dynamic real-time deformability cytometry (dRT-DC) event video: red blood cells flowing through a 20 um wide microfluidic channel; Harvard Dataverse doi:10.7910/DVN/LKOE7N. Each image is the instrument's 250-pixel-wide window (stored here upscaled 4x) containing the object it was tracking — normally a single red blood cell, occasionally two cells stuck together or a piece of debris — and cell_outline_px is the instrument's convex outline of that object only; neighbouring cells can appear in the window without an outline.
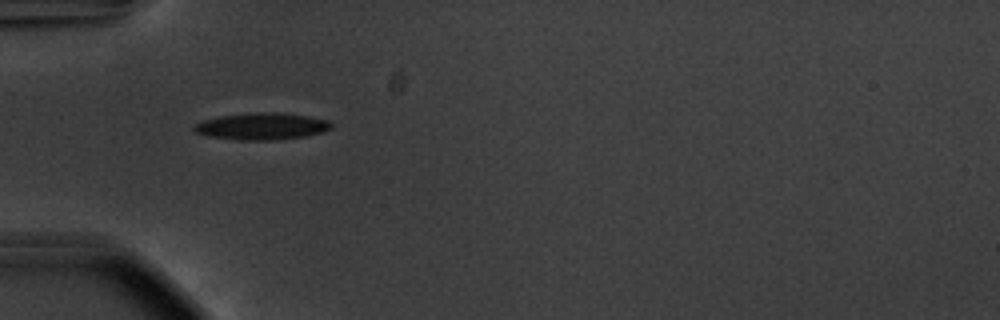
{"species": "common noctule bat (a hibernating species)", "species_latin": "Nyctalus noctula", "temperature_condition": "warm", "stored_images_in_passage": 38, "camera_frame_rate_fps": 3000, "um_per_image_px": 0.085, "animal": {"sex": "male", "body_mass_g": 20.1, "forearm_length_mm": 53.5}, "frame": {"image": 1, "passage_image": 1, "time_ms": 0.0, "image_size_px": [1000, 320], "cell_outline_px": [[332, 128], [324, 132], [308, 136], [272, 140], [240, 140], [208, 136], [196, 132], [192, 128], [196, 124], [204, 120], [220, 116], [252, 112], [276, 112], [308, 116], [328, 120], [332, 124]], "centroid_in_image_um": [22.29, 10.73], "position_along_channel_um": 62.7, "area_um2": 21.5}}
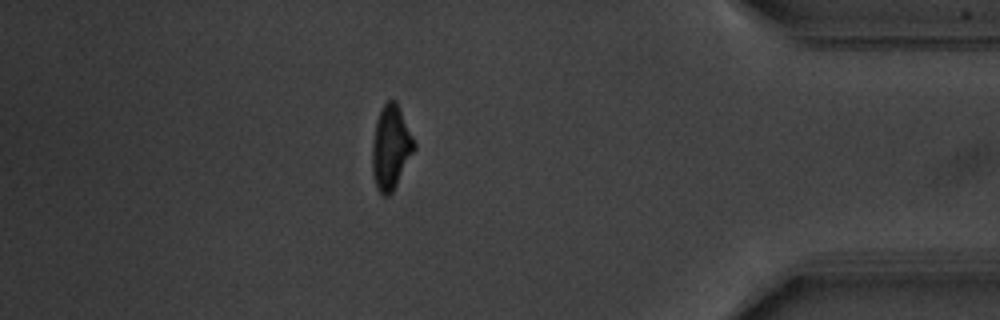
{"frame": {"image": 2, "passage_image": 31, "time_ms": 10.0, "image_size_px": [1000, 320], "cell_outline_px": [[416, 148], [392, 192], [388, 196], [384, 196], [376, 188], [372, 172], [372, 144], [376, 120], [384, 104], [388, 100], [396, 100], [416, 144]], "centroid_in_image_um": [33.21, 12.54], "position_along_channel_um": 402.0, "area_um2": 20.4}}
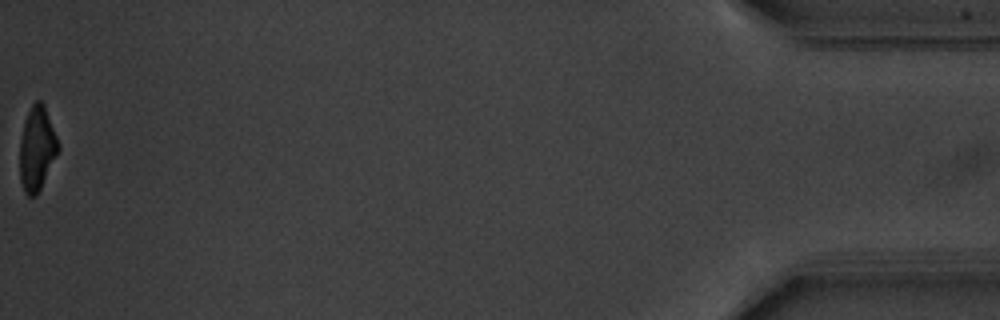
{"frame": {"image": 3, "passage_image": 38, "time_ms": 12.333, "image_size_px": [1000, 320], "cell_outline_px": [[60, 148], [36, 196], [28, 196], [24, 192], [20, 180], [20, 140], [24, 124], [28, 112], [32, 104], [36, 100], [40, 100], [44, 104], [56, 136]], "centroid_in_image_um": [3.13, 12.63], "position_along_channel_um": 432.1, "area_um2": 18.5}, "authors_computed_cell_mechanics": {"area_um2": 20.6635, "velocity_mm_per_s": 3.7529, "shape_relaxation_time_tau1_ms": 3.6946, "shape_relaxation_time_tau2_ms": 4.132, "deformation_change_tau1": 0.16, "deformation_change_tau2": 0.1194}}